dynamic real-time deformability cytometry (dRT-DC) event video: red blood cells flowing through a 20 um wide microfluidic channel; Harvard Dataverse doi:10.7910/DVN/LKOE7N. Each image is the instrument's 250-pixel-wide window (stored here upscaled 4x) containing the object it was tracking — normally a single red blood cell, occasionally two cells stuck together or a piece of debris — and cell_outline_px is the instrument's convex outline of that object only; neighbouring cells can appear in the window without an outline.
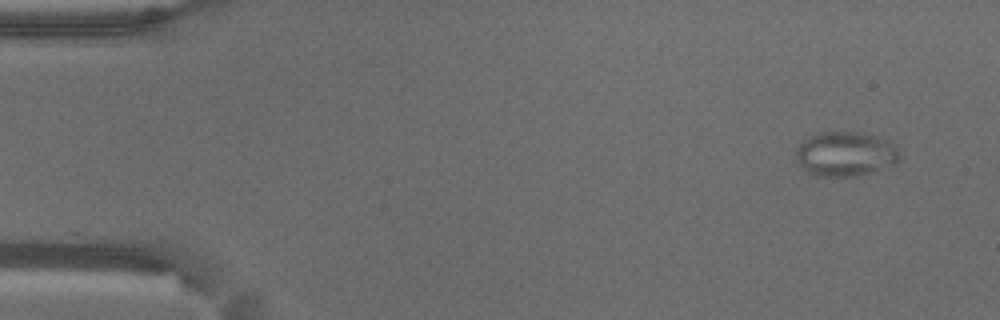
{"species": "common noctule bat (a hibernating species)", "species_latin": "Nyctalus noctula", "temperature_condition": "warm", "stored_images_in_passage": 35, "camera_frame_rate_fps": 3000, "um_per_image_px": 0.085, "animal": {"sex": "male", "body_mass_g": 18.8}, "frame": {"image": 1, "passage_image": 1, "time_ms": 0.0, "image_size_px": [1000, 320], "cell_outline_px": [[900, 156], [896, 164], [872, 172], [856, 176], [812, 176], [796, 160], [796, 148], [808, 136], [820, 132], [860, 132], [888, 140], [892, 144]], "centroid_in_image_um": [71.84, 13.09], "position_along_channel_um": 13.2, "area_um2": 26.88}}
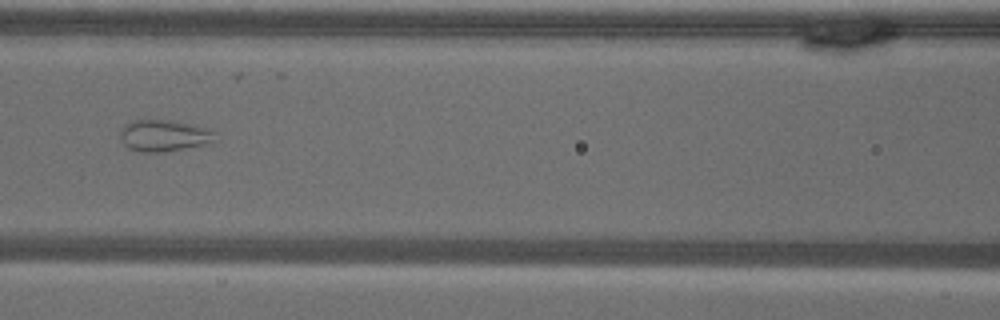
{"frame": {"image": 2, "passage_image": 23, "time_ms": 7.333, "image_size_px": [1000, 320], "cell_outline_px": [[216, 132], [212, 140], [208, 144], [164, 152], [144, 152], [128, 148], [120, 140], [120, 132], [124, 124], [132, 120], [172, 120], [204, 128]], "centroid_in_image_um": [13.88, 11.53], "position_along_channel_um": 152.7, "area_um2": 17.34}}
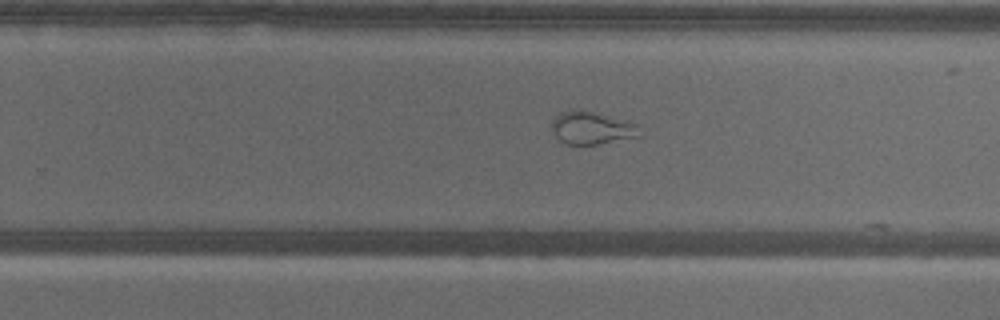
{"frame": {"image": 3, "passage_image": 34, "time_ms": 11.0, "image_size_px": [1000, 320], "cell_outline_px": [[644, 136], [600, 144], [564, 144], [552, 132], [552, 120], [560, 112], [572, 108], [580, 108], [628, 120], [636, 124]], "centroid_in_image_um": [50.32, 10.85], "position_along_channel_um": 279.5, "area_um2": 17.34}}